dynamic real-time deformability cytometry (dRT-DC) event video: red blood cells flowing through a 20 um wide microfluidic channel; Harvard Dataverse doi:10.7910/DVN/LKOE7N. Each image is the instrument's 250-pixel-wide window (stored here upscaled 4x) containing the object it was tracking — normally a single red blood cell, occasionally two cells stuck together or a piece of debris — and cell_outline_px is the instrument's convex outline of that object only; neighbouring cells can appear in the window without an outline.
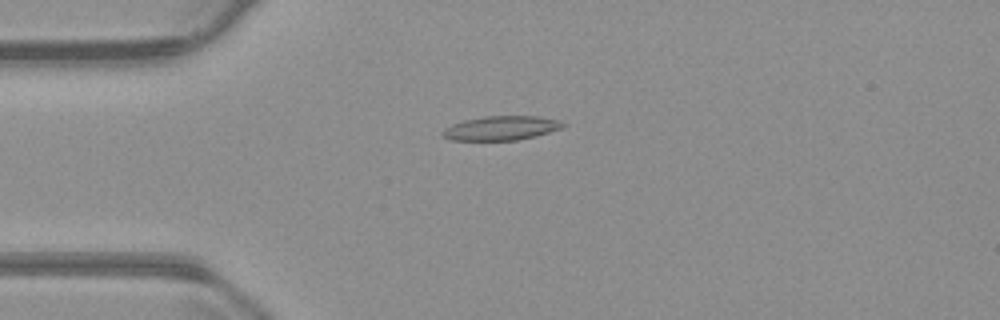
{"species": "common noctule bat (a hibernating species)", "species_latin": "Nyctalus noctula", "temperature_condition": "warm", "stored_images_in_passage": 55, "camera_frame_rate_fps": 3000, "um_per_image_px": 0.085, "animal": {"sex": "male", "body_mass_g": 23.1, "forearm_length_mm": 52.7}, "frame": {"image": 1, "passage_image": 14, "time_ms": 4.333, "image_size_px": [1000, 320], "cell_outline_px": [[568, 124], [564, 128], [536, 136], [516, 140], [452, 140], [440, 136], [440, 132], [444, 128], [452, 124], [464, 120], [484, 116], [540, 116], [556, 120]], "centroid_in_image_um": [42.59, 10.89], "position_along_channel_um": 42.4, "area_um2": 17.17}}
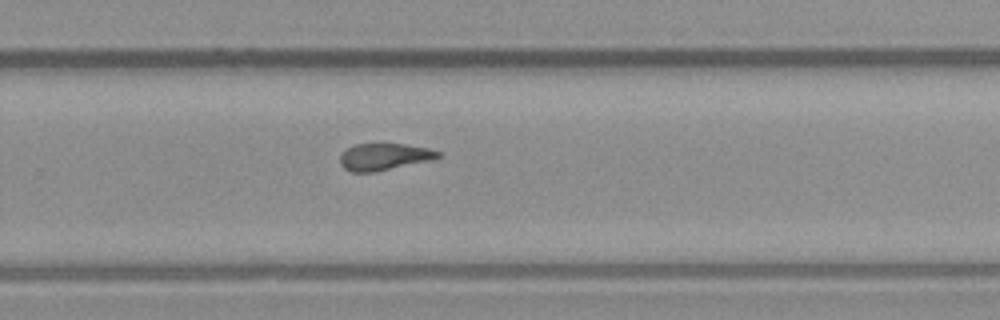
{"frame": {"image": 2, "passage_image": 36, "time_ms": 11.667, "image_size_px": [1000, 320], "cell_outline_px": [[444, 156], [432, 160], [376, 172], [352, 172], [344, 168], [340, 164], [340, 156], [348, 148], [356, 144], [404, 144], [428, 148], [440, 152]], "centroid_in_image_um": [32.69, 13.33], "position_along_channel_um": 297.1, "area_um2": 15.37}}
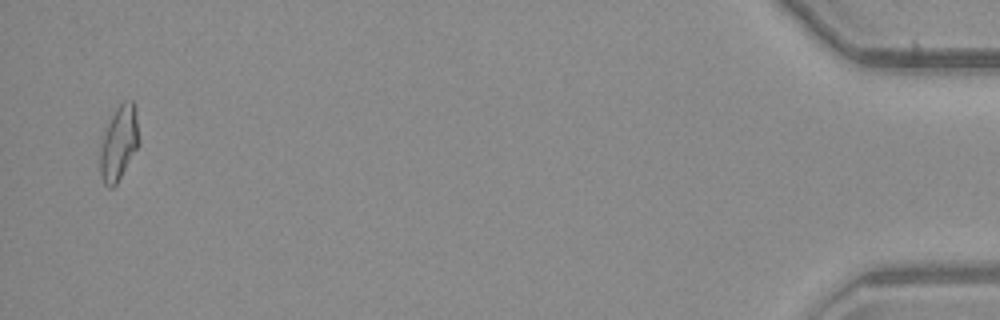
{"frame": {"image": 3, "passage_image": 54, "time_ms": 17.667, "image_size_px": [1000, 320], "cell_outline_px": [[140, 144], [116, 184], [112, 188], [108, 188], [104, 184], [100, 176], [100, 148], [108, 120], [116, 108], [124, 100], [132, 100], [136, 108], [140, 140]], "centroid_in_image_um": [10.12, 12.14], "position_along_channel_um": 425.1, "area_um2": 17.11}, "authors_computed_cell_mechanics": {"area_um2": 16.2418, "velocity_mm_per_s": 3.7339, "shape_relaxation_time_tau1_ms": 6.9661, "shape_relaxation_time_tau2_ms": 2.3841, "deformation_change_tau1": 0.2318, "deformation_change_tau2": 0.117}}